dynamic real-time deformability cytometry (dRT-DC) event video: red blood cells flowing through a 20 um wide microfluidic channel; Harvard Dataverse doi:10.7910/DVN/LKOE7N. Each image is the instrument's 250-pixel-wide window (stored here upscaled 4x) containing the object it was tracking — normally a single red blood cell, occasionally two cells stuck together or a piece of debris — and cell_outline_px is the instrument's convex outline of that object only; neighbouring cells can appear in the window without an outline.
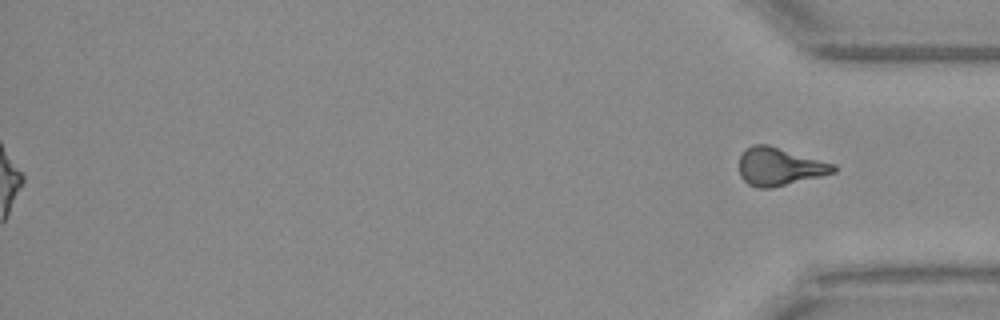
{"species": "Egyptian fruit bat (a non-hibernating species)", "species_latin": "Rousettus aegyptiacus", "temperature_condition": "warm", "stored_images_in_passage": 54, "segment_of_instrument_passage": [2, 2], "camera_frame_rate_fps": 3000, "um_per_image_px": 0.085, "animal": {"sex": "female"}, "frame": {"image": 1, "passage_image": 54, "time_ms": 17.667, "image_size_px": [1000, 320], "cell_outline_px": [[836, 172], [772, 188], [760, 188], [748, 184], [740, 176], [740, 156], [744, 148], [752, 144], [768, 144], [836, 164]], "centroid_in_image_um": [66.25, 14.14], "position_along_channel_um": 369.0, "area_um2": 20.92}}